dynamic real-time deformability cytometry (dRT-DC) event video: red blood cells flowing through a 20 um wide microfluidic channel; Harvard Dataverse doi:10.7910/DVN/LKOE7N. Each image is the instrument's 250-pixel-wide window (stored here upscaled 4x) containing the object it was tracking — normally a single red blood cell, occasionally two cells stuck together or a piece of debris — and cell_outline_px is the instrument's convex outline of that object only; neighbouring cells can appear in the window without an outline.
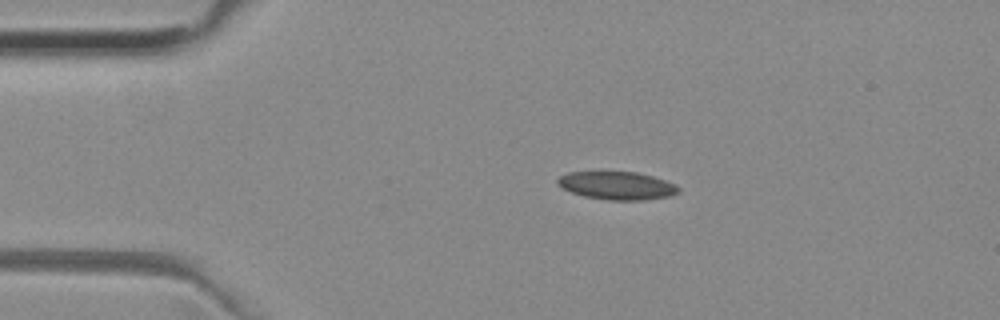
{"species": "common noctule bat (a hibernating species)", "species_latin": "Nyctalus noctula", "temperature_condition": "room temperature", "stored_images_in_passage": 53, "camera_frame_rate_fps": 3000, "um_per_image_px": 0.085, "animal": {"sex": "female", "body_mass_g": 29.2, "forearm_length_mm": 56.3}, "frame": {"image": 1, "passage_image": 10, "time_ms": 3.0, "image_size_px": [1000, 320], "cell_outline_px": [[680, 192], [668, 196], [644, 200], [608, 200], [584, 196], [572, 192], [556, 184], [556, 180], [560, 176], [568, 172], [636, 172], [652, 176], [676, 184], [680, 188]], "centroid_in_image_um": [52.45, 15.77], "position_along_channel_um": 32.5, "area_um2": 19.65}}
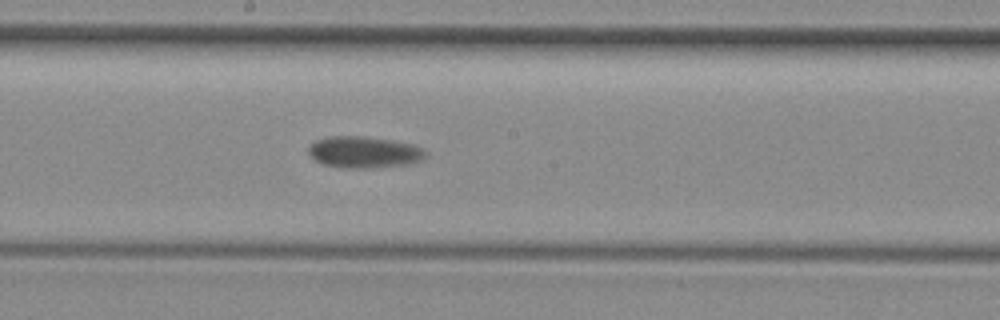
{"frame": {"image": 2, "passage_image": 28, "time_ms": 9.0, "image_size_px": [1000, 320], "cell_outline_px": [[428, 152], [420, 160], [404, 164], [376, 168], [344, 168], [324, 164], [316, 160], [308, 152], [308, 148], [316, 140], [332, 136], [360, 136], [388, 140], [412, 144], [424, 148]], "centroid_in_image_um": [30.95, 12.94], "position_along_channel_um": 217.3, "area_um2": 21.21}}
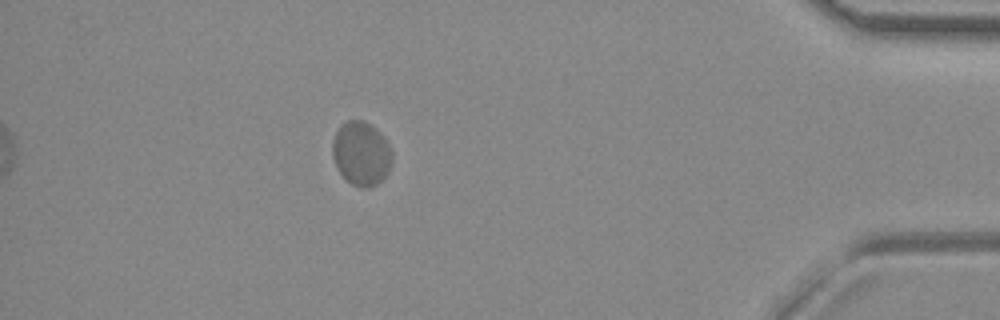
{"frame": {"image": 3, "passage_image": 47, "time_ms": 15.333, "image_size_px": [1000, 320], "cell_outline_px": [[392, 164], [388, 172], [376, 184], [368, 188], [360, 188], [352, 184], [336, 168], [332, 156], [332, 140], [340, 124], [348, 120], [364, 120], [376, 128], [380, 132], [388, 144], [392, 152]], "centroid_in_image_um": [30.69, 13.03], "position_along_channel_um": 404.5, "area_um2": 22.37}, "authors_computed_cell_mechanics": {"area_um2": 21.097, "velocity_mm_per_s": 3.809, "shape_relaxation_time_tau1_ms": 2.5301, "shape_relaxation_time_tau2_ms": null, "deformation_change_tau1": 0.0702, "deformation_change_tau2": null}}